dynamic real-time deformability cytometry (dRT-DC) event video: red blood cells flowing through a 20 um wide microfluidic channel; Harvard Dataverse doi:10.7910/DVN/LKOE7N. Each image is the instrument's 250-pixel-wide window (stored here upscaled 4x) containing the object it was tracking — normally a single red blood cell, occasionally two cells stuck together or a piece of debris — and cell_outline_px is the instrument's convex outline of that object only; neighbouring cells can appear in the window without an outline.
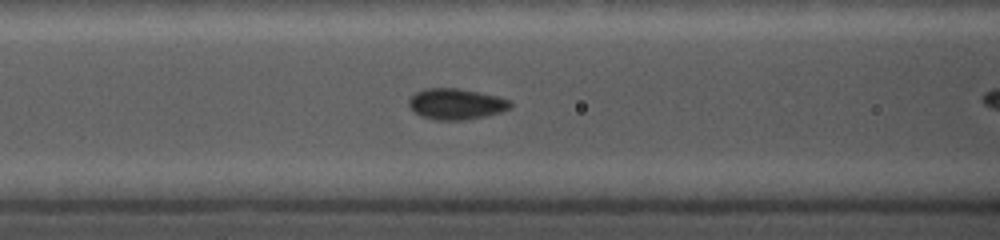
{"species": "common noctule bat (a hibernating species)", "species_latin": "Nyctalus noctula", "temperature_condition": "cold", "stored_images_in_passage": 41, "camera_frame_rate_fps": 5000, "um_per_image_px": 0.085, "animal": {"sex": "female", "body_mass_g": 19.0, "forearm_length_mm": 56.7}, "frame": {"image": 1, "passage_image": 11, "time_ms": 3.4, "image_size_px": [1000, 240], "cell_outline_px": [[512, 108], [500, 112], [484, 116], [464, 120], [436, 120], [420, 116], [412, 112], [408, 108], [408, 100], [416, 92], [424, 88], [456, 88], [496, 96], [512, 100]], "centroid_in_image_um": [38.73, 8.85], "position_along_channel_um": 127.9, "area_um2": 18.44}}
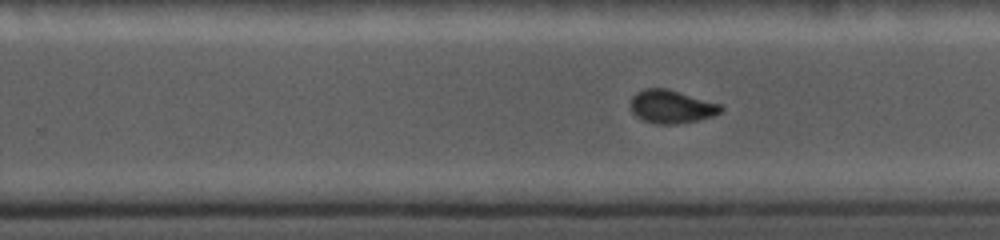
{"frame": {"image": 2, "passage_image": 24, "time_ms": 7.2, "image_size_px": [1000, 240], "cell_outline_px": [[724, 108], [720, 112], [712, 116], [700, 120], [676, 124], [656, 124], [644, 120], [636, 116], [632, 112], [632, 96], [636, 92], [644, 88], [668, 88], [720, 104]], "centroid_in_image_um": [57.08, 9.06], "position_along_channel_um": 272.7, "area_um2": 17.46}}
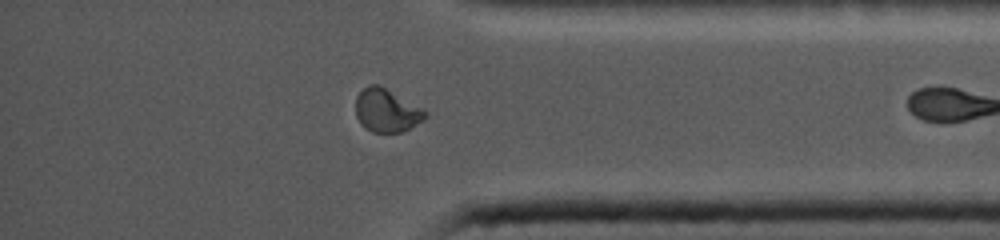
{"frame": {"image": 3, "passage_image": 40, "time_ms": 10.6, "image_size_px": [1000, 240], "cell_outline_px": [[428, 116], [424, 120], [400, 132], [372, 132], [364, 128], [360, 124], [356, 116], [356, 96], [368, 84], [376, 84], [384, 88], [428, 112]], "centroid_in_image_um": [32.82, 9.41], "position_along_channel_um": 402.4, "area_um2": 17.17}}